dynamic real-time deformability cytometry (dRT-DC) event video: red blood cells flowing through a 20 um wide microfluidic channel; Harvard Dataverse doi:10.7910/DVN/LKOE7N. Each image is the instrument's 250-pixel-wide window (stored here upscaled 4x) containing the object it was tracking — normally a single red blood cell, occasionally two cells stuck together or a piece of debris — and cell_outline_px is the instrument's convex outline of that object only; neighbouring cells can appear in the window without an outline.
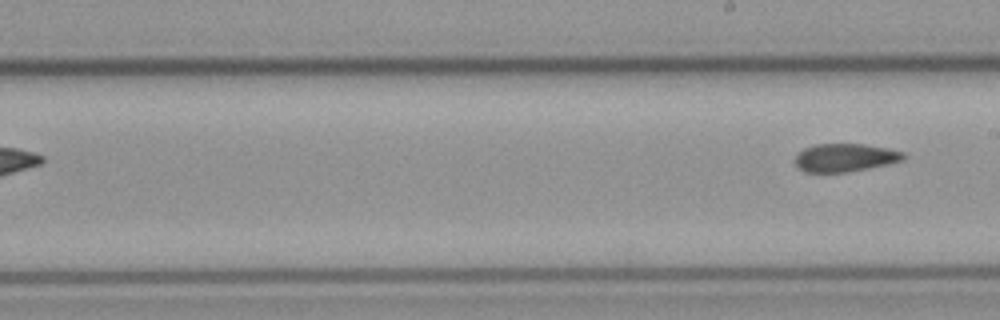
{"species": "common noctule bat (a hibernating species)", "species_latin": "Nyctalus noctula", "temperature_condition": "cold", "stored_images_in_passage": 8, "segment_of_instrument_passage": [2, 2], "camera_frame_rate_fps": 3000, "um_per_image_px": 0.085, "animal": {"sex": "male", "body_mass_g": 23.1, "forearm_length_mm": 52.7}, "frame": {"image": 1, "passage_image": 8, "time_ms": 9.0, "image_size_px": [1000, 320], "cell_outline_px": [[904, 160], [888, 164], [848, 172], [804, 172], [796, 164], [796, 156], [804, 148], [816, 144], [864, 144], [888, 148], [904, 152]], "centroid_in_image_um": [71.85, 13.39], "position_along_channel_um": 217.1, "area_um2": 17.63}}